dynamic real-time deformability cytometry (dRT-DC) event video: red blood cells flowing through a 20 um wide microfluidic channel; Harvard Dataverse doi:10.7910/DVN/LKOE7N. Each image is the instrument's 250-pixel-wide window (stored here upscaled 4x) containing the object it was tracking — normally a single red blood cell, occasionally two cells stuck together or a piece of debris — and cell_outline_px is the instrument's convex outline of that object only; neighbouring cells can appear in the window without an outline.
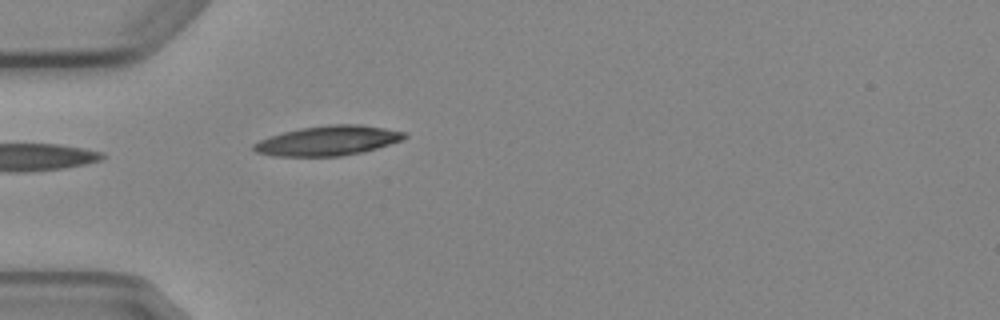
{"species": "Egyptian fruit bat (a non-hibernating species)", "species_latin": "Rousettus aegyptiacus", "temperature_condition": "cold", "stored_images_in_passage": 2, "camera_frame_rate_fps": 3000, "um_per_image_px": 0.085, "animal": {"sex": "female"}, "frame": {"image": 1, "passage_image": 2, "time_ms": 1.0, "image_size_px": [1000, 320], "cell_outline_px": [[408, 136], [400, 140], [364, 152], [340, 156], [272, 156], [256, 152], [252, 148], [252, 144], [260, 140], [284, 132], [300, 128], [328, 124], [360, 124], [408, 132]], "centroid_in_image_um": [27.88, 11.95], "position_along_channel_um": 57.1, "area_um2": 26.07}}